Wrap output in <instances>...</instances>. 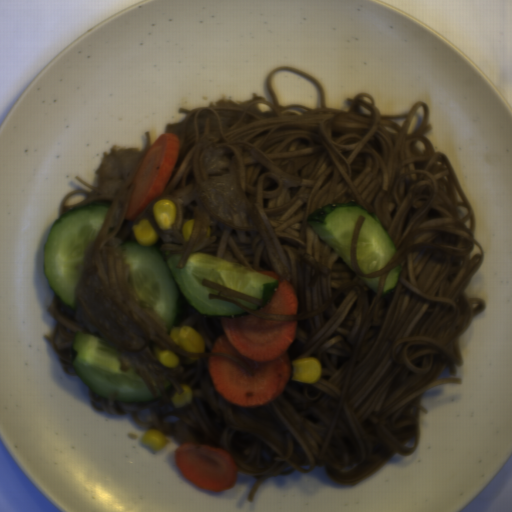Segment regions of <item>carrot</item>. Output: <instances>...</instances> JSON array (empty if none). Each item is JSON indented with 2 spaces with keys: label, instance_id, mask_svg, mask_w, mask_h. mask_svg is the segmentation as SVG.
Segmentation results:
<instances>
[{
  "label": "carrot",
  "instance_id": "obj_4",
  "mask_svg": "<svg viewBox=\"0 0 512 512\" xmlns=\"http://www.w3.org/2000/svg\"><path fill=\"white\" fill-rule=\"evenodd\" d=\"M255 272L276 279L277 289L266 306L253 311L287 315L296 314L298 311L297 294L292 284L281 273L270 270H256Z\"/></svg>",
  "mask_w": 512,
  "mask_h": 512
},
{
  "label": "carrot",
  "instance_id": "obj_1",
  "mask_svg": "<svg viewBox=\"0 0 512 512\" xmlns=\"http://www.w3.org/2000/svg\"><path fill=\"white\" fill-rule=\"evenodd\" d=\"M221 320L223 333L211 353L235 356L252 375L225 356L207 357L208 376L217 395L247 410L273 403L291 381L293 363L288 349L296 338L297 321L249 314Z\"/></svg>",
  "mask_w": 512,
  "mask_h": 512
},
{
  "label": "carrot",
  "instance_id": "obj_2",
  "mask_svg": "<svg viewBox=\"0 0 512 512\" xmlns=\"http://www.w3.org/2000/svg\"><path fill=\"white\" fill-rule=\"evenodd\" d=\"M180 137L174 132L161 134L145 154L134 179L124 218L133 221L163 192L176 165Z\"/></svg>",
  "mask_w": 512,
  "mask_h": 512
},
{
  "label": "carrot",
  "instance_id": "obj_3",
  "mask_svg": "<svg viewBox=\"0 0 512 512\" xmlns=\"http://www.w3.org/2000/svg\"><path fill=\"white\" fill-rule=\"evenodd\" d=\"M174 461L180 474L197 488L219 493L237 483L235 461L225 449L185 442L175 450Z\"/></svg>",
  "mask_w": 512,
  "mask_h": 512
}]
</instances>
